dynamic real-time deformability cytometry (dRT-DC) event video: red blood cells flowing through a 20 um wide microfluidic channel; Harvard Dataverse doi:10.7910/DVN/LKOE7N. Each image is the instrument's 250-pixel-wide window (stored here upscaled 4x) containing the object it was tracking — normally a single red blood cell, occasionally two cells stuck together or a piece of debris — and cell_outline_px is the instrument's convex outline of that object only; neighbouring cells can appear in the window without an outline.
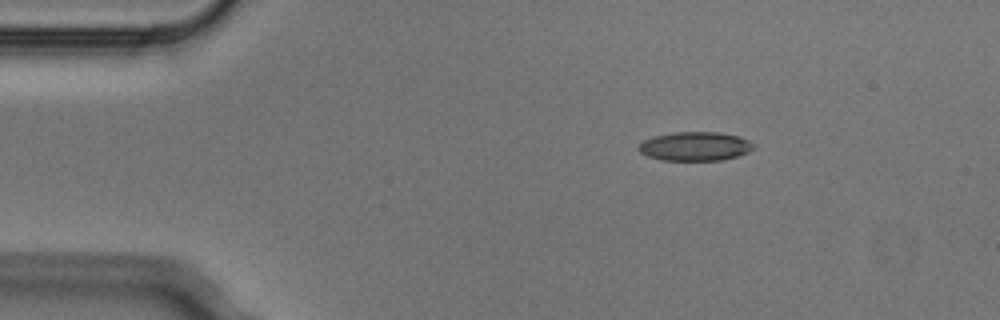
{"species": "Egyptian fruit bat (a non-hibernating species)", "species_latin": "Rousettus aegyptiacus", "temperature_condition": "cold", "stored_images_in_passage": 5, "segment_of_instrument_passage": [1, 2], "camera_frame_rate_fps": 3000, "um_per_image_px": 0.085, "animal": {"sex": "male"}, "frame": {"image": 1, "passage_image": 2, "time_ms": 0.333, "image_size_px": [1000, 320], "cell_outline_px": [[756, 144], [748, 152], [736, 156], [720, 160], [660, 160], [648, 156], [640, 152], [636, 148], [644, 140], [656, 136], [672, 132], [720, 132], [740, 136]], "centroid_in_image_um": [59.08, 12.43], "position_along_channel_um": 25.9, "area_um2": 19.36}}
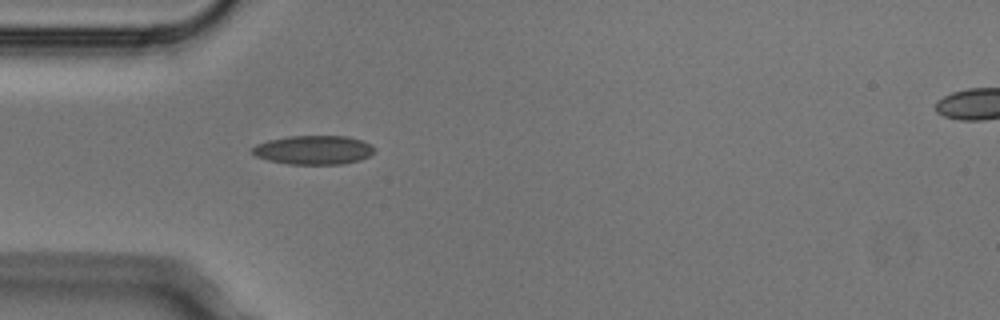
{"frame": {"image": 2, "passage_image": 4, "time_ms": 1.0, "image_size_px": [1000, 320], "cell_outline_px": [[376, 152], [360, 160], [340, 164], [288, 164], [268, 160], [256, 156], [252, 152], [252, 148], [256, 144], [268, 140], [288, 136], [348, 136], [360, 140], [376, 148]], "centroid_in_image_um": [26.65, 12.74], "position_along_channel_um": 58.3, "area_um2": 20.58}}